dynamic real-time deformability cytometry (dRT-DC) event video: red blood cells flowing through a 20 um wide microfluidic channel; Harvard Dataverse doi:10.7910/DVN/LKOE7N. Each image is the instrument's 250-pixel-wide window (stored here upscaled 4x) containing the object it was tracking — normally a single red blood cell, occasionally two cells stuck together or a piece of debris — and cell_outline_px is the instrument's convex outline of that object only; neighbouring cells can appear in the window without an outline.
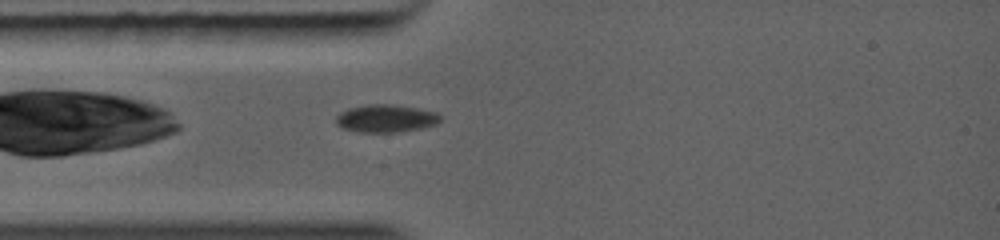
{"species": "common noctule bat (a hibernating species)", "species_latin": "Nyctalus noctula", "temperature_condition": "warm", "stored_images_in_passage": 1, "camera_frame_rate_fps": 5000, "um_per_image_px": 0.085, "animal": {"sex": "female", "body_mass_g": 19.0, "forearm_length_mm": 56.7}, "frame": {"image": 1, "passage_image": 1, "time_ms": 0.0, "image_size_px": [1000, 240], "cell_outline_px": [[440, 120], [436, 124], [420, 128], [400, 132], [356, 132], [340, 128], [336, 124], [336, 116], [340, 112], [348, 108], [368, 104], [392, 104], [416, 108], [436, 112], [440, 116]], "centroid_in_image_um": [32.74, 10.07], "position_along_channel_um": 52.3, "area_um2": 16.94}}